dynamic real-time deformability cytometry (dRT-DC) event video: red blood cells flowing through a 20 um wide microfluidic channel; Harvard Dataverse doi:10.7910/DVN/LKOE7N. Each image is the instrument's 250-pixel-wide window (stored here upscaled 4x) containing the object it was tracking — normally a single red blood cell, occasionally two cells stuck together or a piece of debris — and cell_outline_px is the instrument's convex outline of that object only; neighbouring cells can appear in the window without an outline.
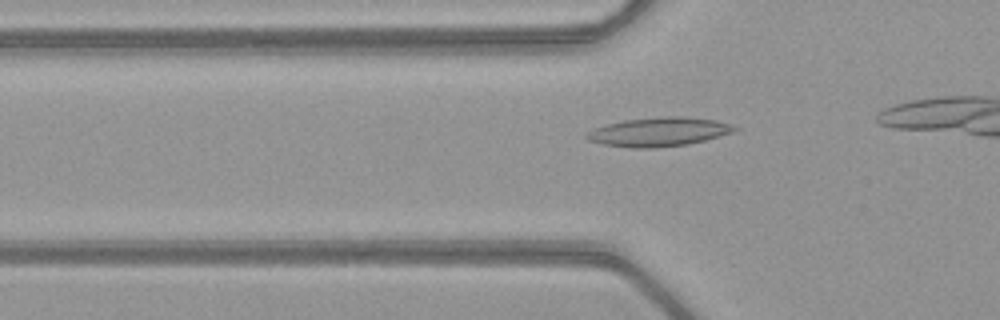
{"species": "common noctule bat (a hibernating species)", "species_latin": "Nyctalus noctula", "temperature_condition": "warm", "stored_images_in_passage": 9, "camera_frame_rate_fps": 3000, "um_per_image_px": 0.085, "animal": {"sex": "female", "body_mass_g": 21.9}, "frame": {"image": 1, "passage_image": 4, "time_ms": 1.0, "image_size_px": [1000, 320], "cell_outline_px": [[740, 128], [732, 132], [704, 140], [688, 144], [656, 148], [628, 148], [604, 144], [588, 140], [584, 136], [592, 128], [624, 120], [668, 116], [680, 116], [716, 120], [732, 124]], "centroid_in_image_um": [55.99, 11.21], "position_along_channel_um": 69.8, "area_um2": 24.91}}
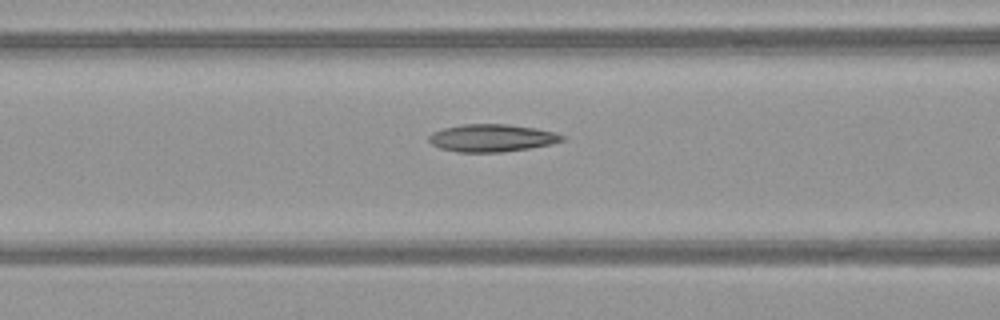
{"frame": {"image": 2, "passage_image": 8, "time_ms": 2.333, "image_size_px": [1000, 320], "cell_outline_px": [[564, 140], [552, 144], [504, 152], [456, 152], [440, 148], [432, 144], [428, 140], [428, 136], [432, 132], [444, 128], [460, 124], [508, 124], [536, 128], [556, 132], [564, 136]], "centroid_in_image_um": [41.8, 11.72], "position_along_channel_um": 124.8, "area_um2": 21.5}}